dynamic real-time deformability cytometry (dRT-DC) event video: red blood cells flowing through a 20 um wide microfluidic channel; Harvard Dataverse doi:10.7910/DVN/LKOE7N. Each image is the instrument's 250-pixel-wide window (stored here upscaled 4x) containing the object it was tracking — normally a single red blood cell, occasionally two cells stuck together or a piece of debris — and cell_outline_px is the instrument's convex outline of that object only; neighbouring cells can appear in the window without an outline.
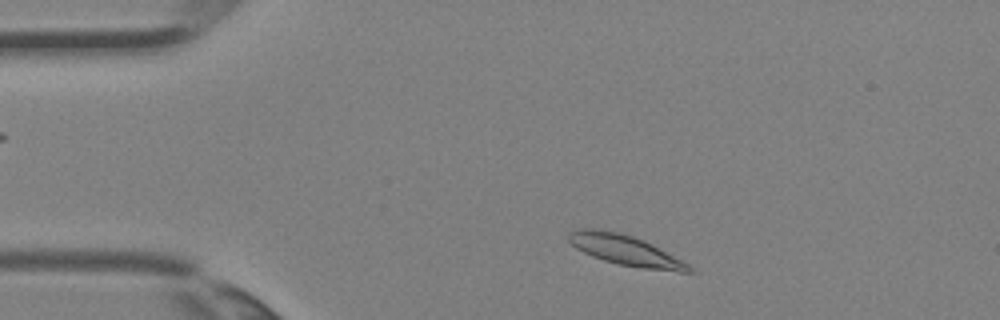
{"species": "Egyptian fruit bat (a non-hibernating species)", "species_latin": "Rousettus aegyptiacus", "temperature_condition": "room temperature", "stored_images_in_passage": 2, "camera_frame_rate_fps": 3000, "um_per_image_px": 0.085, "animal": {"sex": "female"}, "frame": {"image": 1, "passage_image": 1, "time_ms": 0.0, "image_size_px": [1000, 320], "cell_outline_px": [[696, 272], [680, 272], [640, 268], [616, 264], [592, 256], [576, 248], [568, 240], [568, 232], [580, 228], [592, 228], [616, 232], [632, 236], [644, 240], [688, 264]], "centroid_in_image_um": [53.14, 21.28], "position_along_channel_um": 31.9, "area_um2": 21.04}}